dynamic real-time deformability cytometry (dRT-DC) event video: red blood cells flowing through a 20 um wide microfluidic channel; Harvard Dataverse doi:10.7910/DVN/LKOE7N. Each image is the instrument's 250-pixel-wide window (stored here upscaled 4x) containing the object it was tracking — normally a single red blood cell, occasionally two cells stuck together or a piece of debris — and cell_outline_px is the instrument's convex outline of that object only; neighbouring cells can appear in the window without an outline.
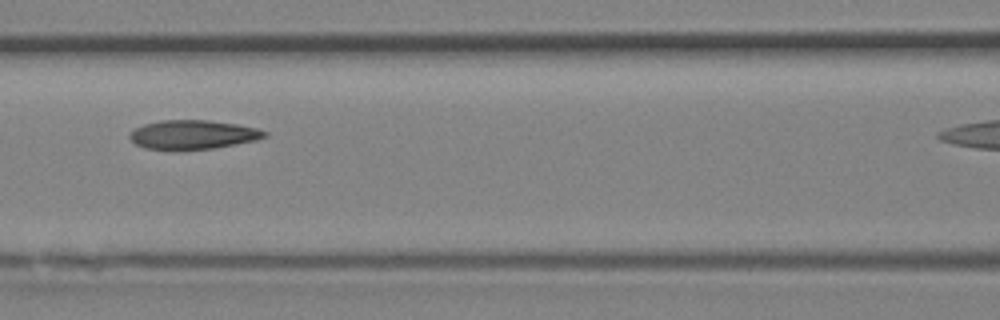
{"species": "Egyptian fruit bat (a non-hibernating species)", "species_latin": "Rousettus aegyptiacus", "temperature_condition": "room temperature", "stored_images_in_passage": 20, "camera_frame_rate_fps": 3000, "um_per_image_px": 0.085, "animal": {"sex": "female"}, "frame": {"image": 1, "passage_image": 6, "time_ms": 1.667, "image_size_px": [1000, 320], "cell_outline_px": [[268, 136], [256, 140], [236, 144], [212, 148], [144, 148], [136, 144], [128, 136], [136, 128], [144, 124], [160, 120], [208, 120], [236, 124], [256, 128], [268, 132]], "centroid_in_image_um": [16.43, 11.42], "position_along_channel_um": 150.2, "area_um2": 22.25}}